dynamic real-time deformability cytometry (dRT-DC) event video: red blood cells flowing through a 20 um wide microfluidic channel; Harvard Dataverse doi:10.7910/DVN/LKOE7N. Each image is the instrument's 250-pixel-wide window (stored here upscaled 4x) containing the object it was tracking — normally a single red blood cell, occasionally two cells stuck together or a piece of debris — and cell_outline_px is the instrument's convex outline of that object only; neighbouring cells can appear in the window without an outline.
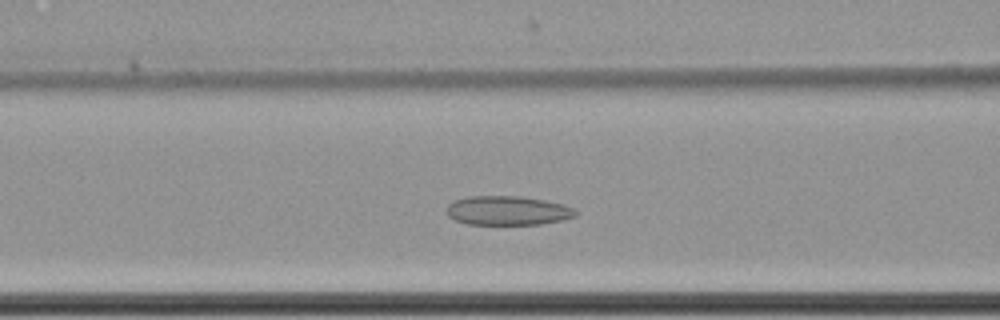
{"species": "common noctule bat (a hibernating species)", "species_latin": "Nyctalus noctula", "temperature_condition": "cold", "stored_images_in_passage": 53, "camera_frame_rate_fps": 3000, "um_per_image_px": 0.085, "animal": {"sex": "female", "body_mass_g": 22.7, "forearm_length_mm": 54.2}, "frame": {"image": 1, "passage_image": 19, "time_ms": 6.0, "image_size_px": [1000, 320], "cell_outline_px": [[580, 212], [576, 216], [560, 220], [540, 224], [468, 224], [456, 220], [448, 216], [444, 212], [448, 204], [456, 200], [468, 196], [520, 196], [544, 200], [564, 204], [576, 208]], "centroid_in_image_um": [43.17, 17.89], "position_along_channel_um": 123.4, "area_um2": 22.08}}
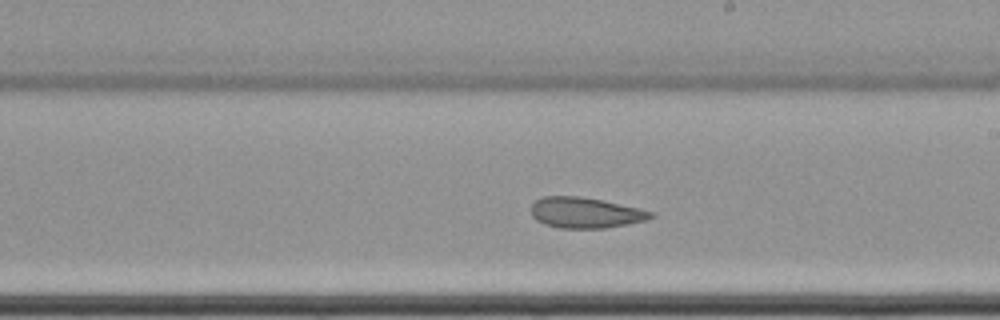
{"frame": {"image": 2, "passage_image": 29, "time_ms": 9.333, "image_size_px": [1000, 320], "cell_outline_px": [[652, 216], [644, 220], [604, 228], [560, 228], [544, 224], [536, 220], [532, 216], [532, 204], [536, 200], [544, 196], [580, 196], [640, 208], [652, 212]], "centroid_in_image_um": [49.69, 18.07], "position_along_channel_um": 239.3, "area_um2": 21.04}}
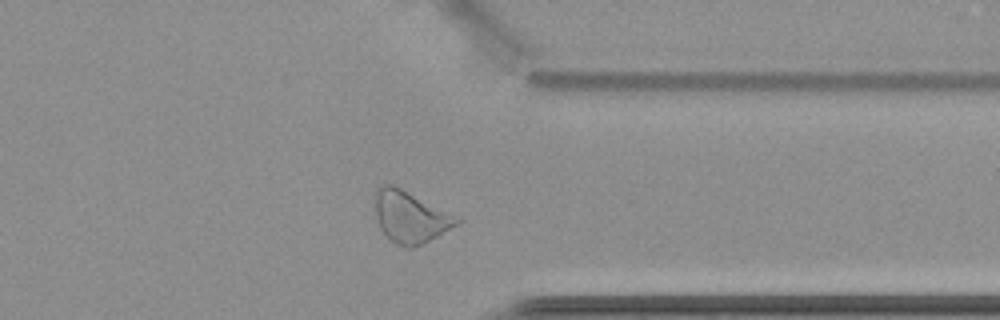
{"frame": {"image": 3, "passage_image": 41, "time_ms": 13.333, "image_size_px": [1000, 320], "cell_outline_px": [[464, 220], [436, 236], [412, 248], [404, 248], [396, 244], [380, 228], [376, 216], [376, 188], [380, 184], [392, 184], [460, 216]], "centroid_in_image_um": [34.9, 18.41], "position_along_channel_um": 376.5, "area_um2": 24.45}, "authors_computed_cell_mechanics": {"area_um2": 24.854, "velocity_mm_per_s": 3.4791, "shape_relaxation_time_tau1_ms": null, "shape_relaxation_time_tau2_ms": 3.4148, "deformation_change_tau1": null, "deformation_change_tau2": 0.0976}}